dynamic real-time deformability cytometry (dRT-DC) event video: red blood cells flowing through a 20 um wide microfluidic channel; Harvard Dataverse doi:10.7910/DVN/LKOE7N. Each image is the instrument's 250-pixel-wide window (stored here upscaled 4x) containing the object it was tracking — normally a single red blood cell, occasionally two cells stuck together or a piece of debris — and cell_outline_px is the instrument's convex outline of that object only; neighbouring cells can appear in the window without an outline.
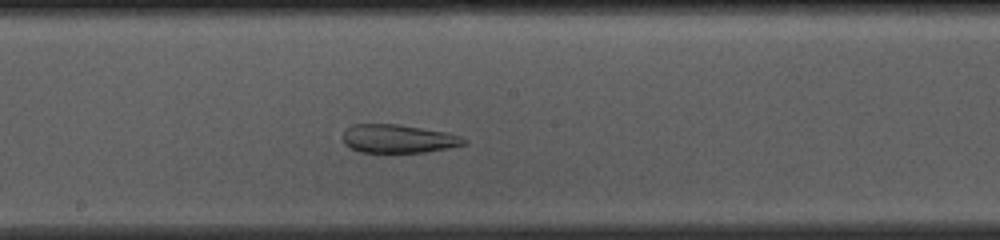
{"species": "common noctule bat (a hibernating species)", "species_latin": "Nyctalus noctula", "temperature_condition": "cold", "stored_images_in_passage": 43, "camera_frame_rate_fps": 3000, "um_per_image_px": 0.085, "animal": {"sex": "female", "body_mass_g": 10.0, "forearm_length_mm": 53.1}, "frame": {"image": 1, "passage_image": 25, "time_ms": 8.0, "image_size_px": [1000, 240], "cell_outline_px": [[468, 140], [464, 144], [448, 148], [424, 152], [360, 152], [344, 144], [344, 128], [352, 124], [396, 124], [448, 132], [460, 136]], "centroid_in_image_um": [33.84, 11.78], "position_along_channel_um": 214.4, "area_um2": 20.0}, "authors_computed_cell_mechanics": {"area_um2": 25.4898, "velocity_mm_per_s": 3.6269, "shape_relaxation_time_tau1_ms": null, "shape_relaxation_time_tau2_ms": 2.3649, "deformation_change_tau1": null, "deformation_change_tau2": 0.0944}}